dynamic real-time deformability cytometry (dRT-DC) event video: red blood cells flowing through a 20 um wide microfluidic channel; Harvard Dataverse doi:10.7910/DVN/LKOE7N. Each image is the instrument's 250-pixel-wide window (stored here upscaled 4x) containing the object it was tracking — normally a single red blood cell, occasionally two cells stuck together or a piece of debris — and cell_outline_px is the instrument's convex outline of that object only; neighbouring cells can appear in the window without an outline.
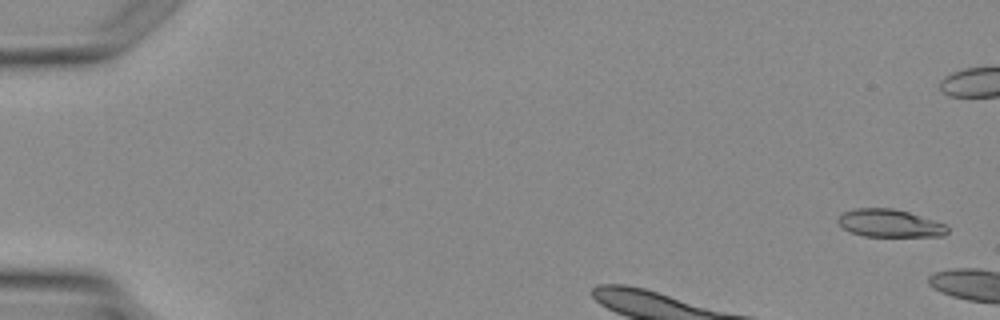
{"species": "Egyptian fruit bat (a non-hibernating species)", "species_latin": "Rousettus aegyptiacus", "temperature_condition": "warm", "stored_images_in_passage": 2, "camera_frame_rate_fps": 3000, "um_per_image_px": 0.085, "animal": {"sex": "female"}, "frame": {"image": 1, "passage_image": 2, "time_ms": 1.0, "image_size_px": [1000, 320], "cell_outline_px": [[948, 232], [944, 236], [864, 236], [852, 232], [844, 228], [836, 220], [844, 212], [852, 208], [892, 208], [908, 212], [944, 224], [948, 228]], "centroid_in_image_um": [75.61, 18.97], "position_along_channel_um": 9.4, "area_um2": 17.46}}